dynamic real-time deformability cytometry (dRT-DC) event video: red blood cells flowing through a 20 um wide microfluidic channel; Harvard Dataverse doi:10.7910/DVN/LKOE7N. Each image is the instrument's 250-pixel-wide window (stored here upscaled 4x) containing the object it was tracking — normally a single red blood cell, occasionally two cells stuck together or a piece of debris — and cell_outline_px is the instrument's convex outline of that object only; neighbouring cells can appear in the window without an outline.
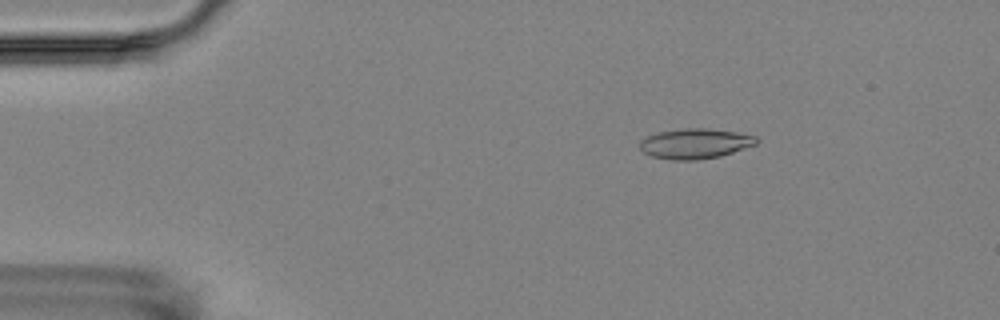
{"species": "Egyptian fruit bat (a non-hibernating species)", "species_latin": "Rousettus aegyptiacus", "temperature_condition": "room temperature", "stored_images_in_passage": 5, "camera_frame_rate_fps": 3000, "um_per_image_px": 0.085, "animal": {"sex": "female"}, "frame": {"image": 1, "passage_image": 2, "time_ms": 1.667, "image_size_px": [1000, 320], "cell_outline_px": [[760, 140], [756, 144], [720, 156], [696, 160], [672, 160], [652, 156], [644, 152], [640, 148], [640, 140], [648, 136], [660, 132], [688, 128], [704, 128], [736, 132], [756, 136]], "centroid_in_image_um": [59.1, 12.21], "position_along_channel_um": 25.9, "area_um2": 20.23}}